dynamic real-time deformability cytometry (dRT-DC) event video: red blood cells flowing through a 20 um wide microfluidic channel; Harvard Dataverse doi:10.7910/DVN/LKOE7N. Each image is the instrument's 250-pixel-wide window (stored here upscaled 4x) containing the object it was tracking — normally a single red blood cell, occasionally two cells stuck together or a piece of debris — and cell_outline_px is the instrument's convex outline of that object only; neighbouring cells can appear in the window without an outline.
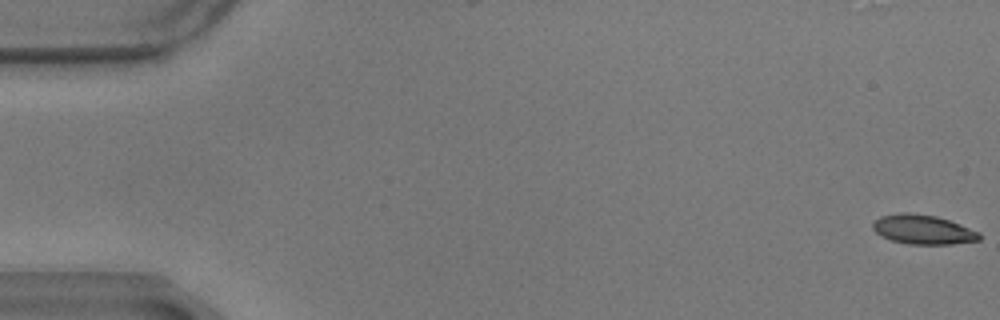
{"species": "common noctule bat (a hibernating species)", "species_latin": "Nyctalus noctula", "temperature_condition": "warm", "stored_images_in_passage": 60, "camera_frame_rate_fps": 3000, "um_per_image_px": 0.085, "animal": {"sex": "male", "body_mass_g": 17.9}, "frame": {"image": 1, "passage_image": 1, "time_ms": 0.0, "image_size_px": [1000, 320], "cell_outline_px": [[980, 240], [952, 244], [908, 244], [892, 240], [880, 236], [872, 228], [872, 224], [880, 216], [900, 212], [908, 212], [936, 216], [960, 224], [980, 232]], "centroid_in_image_um": [78.44, 19.51], "position_along_channel_um": 6.6, "area_um2": 18.26}}
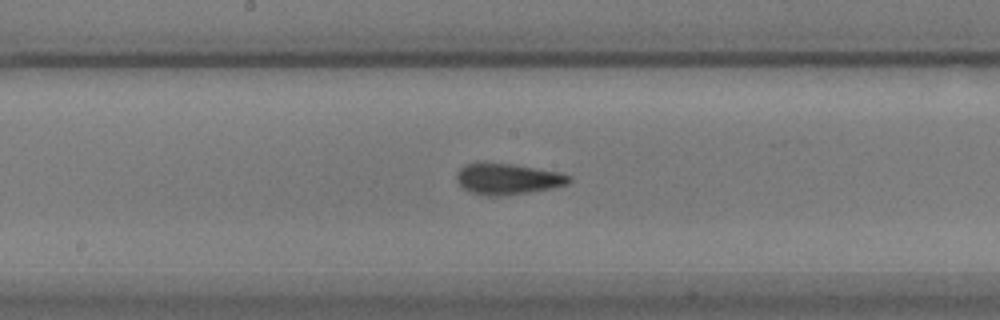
{"frame": {"image": 2, "passage_image": 31, "time_ms": 10.0, "image_size_px": [1000, 320], "cell_outline_px": [[572, 180], [568, 184], [552, 188], [528, 192], [500, 196], [488, 196], [468, 192], [456, 180], [456, 172], [460, 168], [468, 164], [484, 160], [512, 164], [560, 172], [572, 176]], "centroid_in_image_um": [43.13, 15.19], "position_along_channel_um": 205.1, "area_um2": 20.75}}
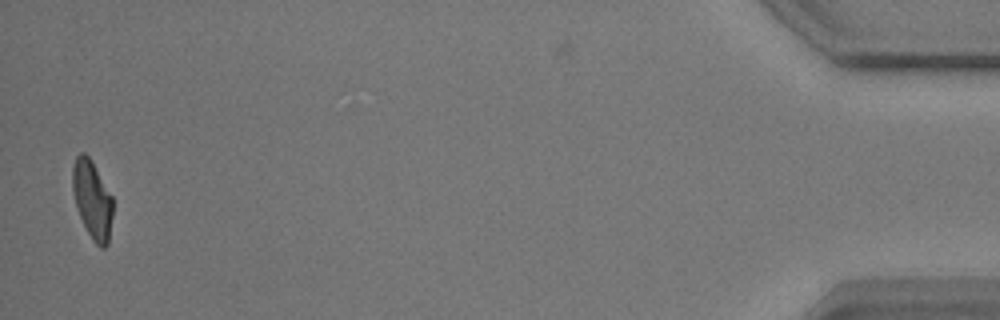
{"frame": {"image": 3, "passage_image": 58, "time_ms": 19.0, "image_size_px": [1000, 320], "cell_outline_px": [[112, 216], [108, 244], [104, 248], [100, 248], [92, 240], [80, 216], [72, 192], [72, 168], [76, 156], [80, 152], [84, 152], [92, 160], [112, 196]], "centroid_in_image_um": [7.84, 16.94], "position_along_channel_um": 427.4, "area_um2": 18.32}, "authors_computed_cell_mechanics": {"area_um2": 19.4208, "velocity_mm_per_s": 3.4688, "shape_relaxation_time_tau1_ms": 3.843, "shape_relaxation_time_tau2_ms": 1.6233, "deformation_change_tau1": 0.1561, "deformation_change_tau2": 0.0906}}